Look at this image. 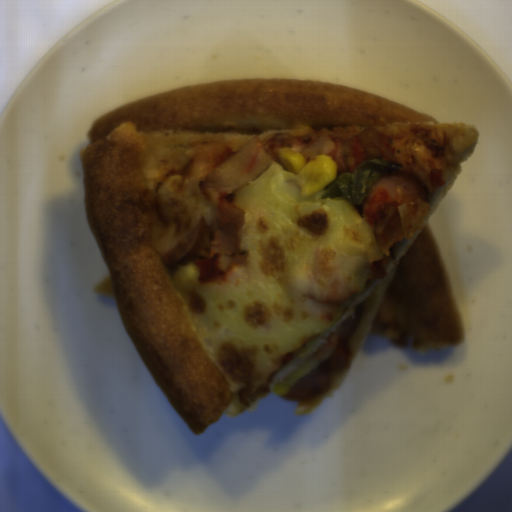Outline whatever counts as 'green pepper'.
Masks as SVG:
<instances>
[{
    "label": "green pepper",
    "mask_w": 512,
    "mask_h": 512,
    "mask_svg": "<svg viewBox=\"0 0 512 512\" xmlns=\"http://www.w3.org/2000/svg\"><path fill=\"white\" fill-rule=\"evenodd\" d=\"M402 163L385 158H372L356 170L339 174L322 193L321 199L344 198L354 205H362L369 190L384 176L401 168Z\"/></svg>",
    "instance_id": "372bd49c"
}]
</instances>
